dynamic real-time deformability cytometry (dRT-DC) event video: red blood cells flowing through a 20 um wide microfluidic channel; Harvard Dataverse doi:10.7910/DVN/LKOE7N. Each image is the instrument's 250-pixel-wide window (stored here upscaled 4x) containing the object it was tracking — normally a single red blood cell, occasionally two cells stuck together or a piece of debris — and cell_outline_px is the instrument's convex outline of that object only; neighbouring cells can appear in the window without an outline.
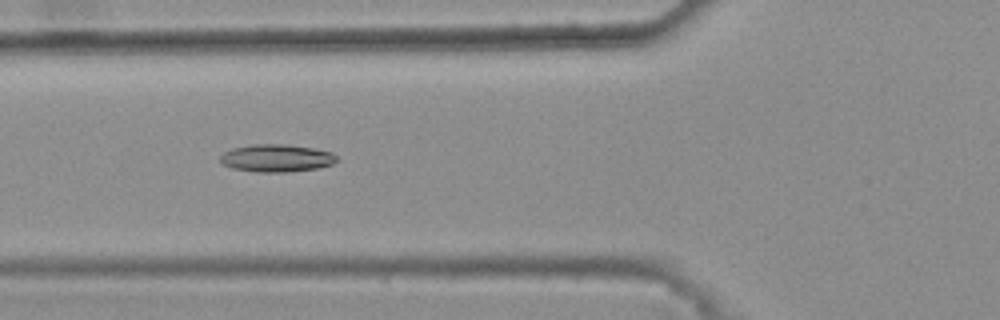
{"species": "common noctule bat (a hibernating species)", "species_latin": "Nyctalus noctula", "temperature_condition": "warm", "stored_images_in_passage": 40, "camera_frame_rate_fps": 3000, "um_per_image_px": 0.085, "animal": {"sex": "female", "body_mass_g": 25.1}, "frame": {"image": 1, "passage_image": 18, "time_ms": 5.667, "image_size_px": [1000, 320], "cell_outline_px": [[336, 160], [332, 164], [320, 168], [288, 172], [256, 172], [232, 168], [224, 164], [220, 160], [220, 156], [224, 152], [232, 148], [252, 144], [284, 144], [312, 148], [332, 152], [336, 156]], "centroid_in_image_um": [23.5, 13.44], "position_along_channel_um": 102.3, "area_um2": 18.73}}
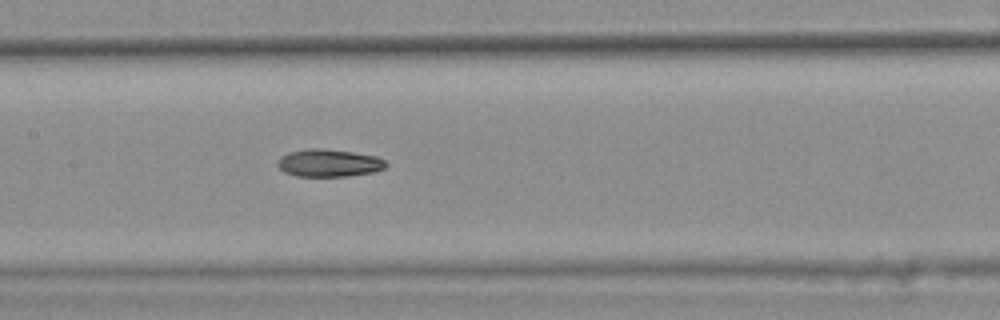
{"frame": {"image": 2, "passage_image": 24, "time_ms": 7.667, "image_size_px": [1000, 320], "cell_outline_px": [[388, 164], [384, 168], [372, 172], [348, 176], [296, 176], [284, 172], [276, 164], [288, 152], [304, 148], [320, 148], [352, 152], [376, 156], [384, 160]], "centroid_in_image_um": [27.95, 13.85], "position_along_channel_um": 179.4, "area_um2": 17.28}}
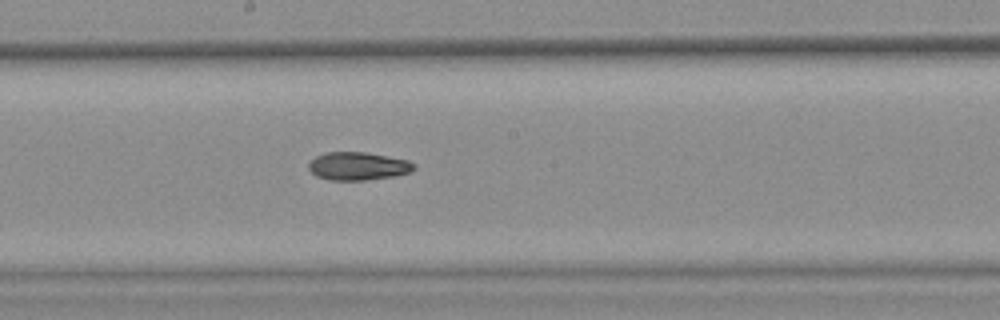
{"frame": {"image": 3, "passage_image": 27, "time_ms": 8.667, "image_size_px": [1000, 320], "cell_outline_px": [[416, 168], [408, 172], [392, 176], [364, 180], [328, 180], [316, 176], [308, 168], [308, 164], [316, 156], [324, 152], [364, 152], [408, 160], [416, 164]], "centroid_in_image_um": [30.4, 14.11], "position_along_channel_um": 217.8, "area_um2": 17.11}, "authors_computed_cell_mechanics": {"area_um2": 17.8024, "velocity_mm_per_s": 3.8483, "shape_relaxation_time_tau1_ms": 9.2641, "shape_relaxation_time_tau2_ms": 6.3984, "deformation_change_tau1": 0.1894, "deformation_change_tau2": 0.1447}}